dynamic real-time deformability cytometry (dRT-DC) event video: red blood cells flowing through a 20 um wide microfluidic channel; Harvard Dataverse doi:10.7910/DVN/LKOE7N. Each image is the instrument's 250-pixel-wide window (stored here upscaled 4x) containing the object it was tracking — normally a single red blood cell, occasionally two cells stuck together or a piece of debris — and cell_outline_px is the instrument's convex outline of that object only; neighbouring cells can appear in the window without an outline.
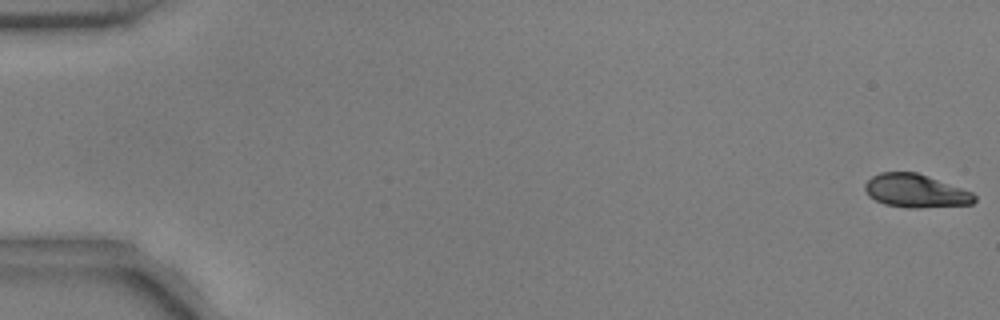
{"species": "common noctule bat (a hibernating species)", "species_latin": "Nyctalus noctula", "temperature_condition": "warm", "stored_images_in_passage": 50, "camera_frame_rate_fps": 3000, "um_per_image_px": 0.085, "animal": {"sex": "male", "body_mass_g": 17.9, "forearm_length_mm": 54.2}, "frame": {"image": 1, "passage_image": 1, "time_ms": 0.0, "image_size_px": [1000, 320], "cell_outline_px": [[972, 200], [968, 204], [892, 204], [880, 200], [872, 196], [868, 188], [868, 184], [876, 176], [888, 172], [912, 172], [972, 196]], "centroid_in_image_um": [77.7, 16.17], "position_along_channel_um": 7.3, "area_um2": 17.28}}
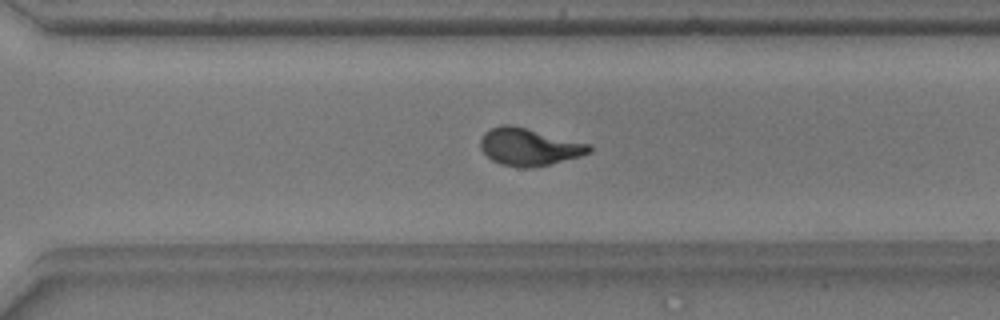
{"frame": {"image": 2, "passage_image": 39, "time_ms": 12.667, "image_size_px": [1000, 320], "cell_outline_px": [[588, 148], [584, 152], [540, 164], [512, 164], [500, 160], [492, 156], [484, 148], [484, 140], [496, 128], [516, 128]], "centroid_in_image_um": [44.84, 12.5], "position_along_channel_um": 325.8, "area_um2": 17.8}}
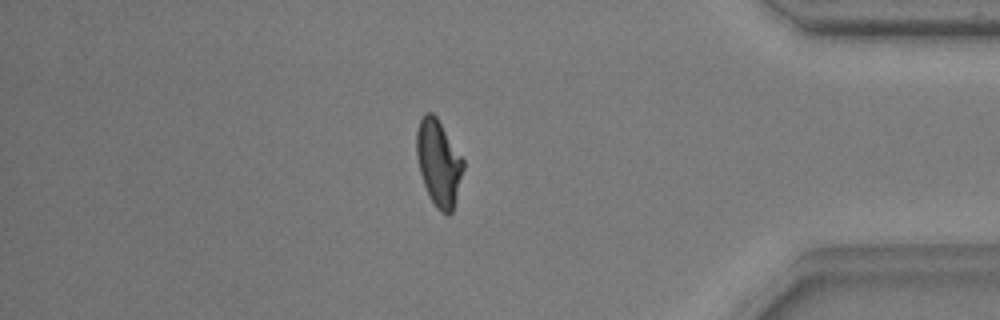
{"frame": {"image": 3, "passage_image": 47, "time_ms": 15.333, "image_size_px": [1000, 320], "cell_outline_px": [[464, 164], [452, 208], [448, 212], [440, 208], [436, 204], [424, 180], [420, 164], [420, 124], [424, 116], [432, 116], [436, 120]], "centroid_in_image_um": [37.34, 13.91], "position_along_channel_um": 397.9, "area_um2": 19.59}}